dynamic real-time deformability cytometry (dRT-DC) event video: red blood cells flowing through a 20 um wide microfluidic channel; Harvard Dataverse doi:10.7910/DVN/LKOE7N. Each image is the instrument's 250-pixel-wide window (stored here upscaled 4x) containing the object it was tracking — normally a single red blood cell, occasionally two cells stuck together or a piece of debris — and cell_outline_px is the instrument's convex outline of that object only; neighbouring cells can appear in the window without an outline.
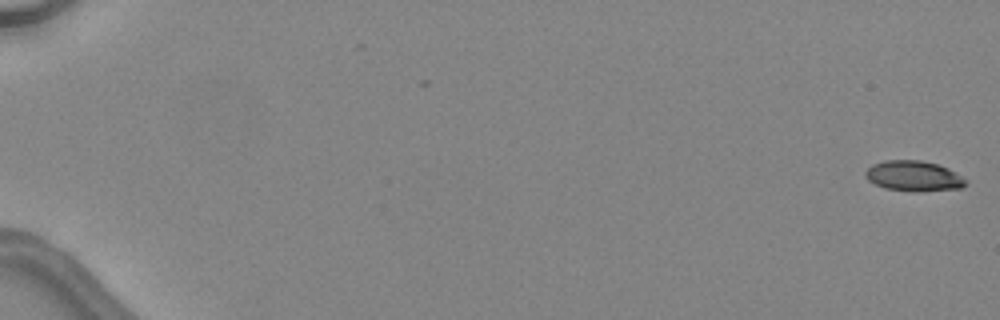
{"species": "common noctule bat (a hibernating species)", "species_latin": "Nyctalus noctula", "temperature_condition": "warm", "stored_images_in_passage": 48, "camera_frame_rate_fps": 3000, "um_per_image_px": 0.085, "animal": {"sex": "female", "body_mass_g": 24.6, "forearm_length_mm": 56.2}, "frame": {"image": 1, "passage_image": 1, "time_ms": 0.0, "image_size_px": [1000, 320], "cell_outline_px": [[968, 184], [960, 188], [920, 192], [912, 192], [884, 188], [868, 180], [864, 176], [864, 172], [872, 164], [884, 160], [920, 160], [936, 164], [948, 168], [956, 172], [968, 180]], "centroid_in_image_um": [77.67, 14.97], "position_along_channel_um": 7.3, "area_um2": 18.03}}
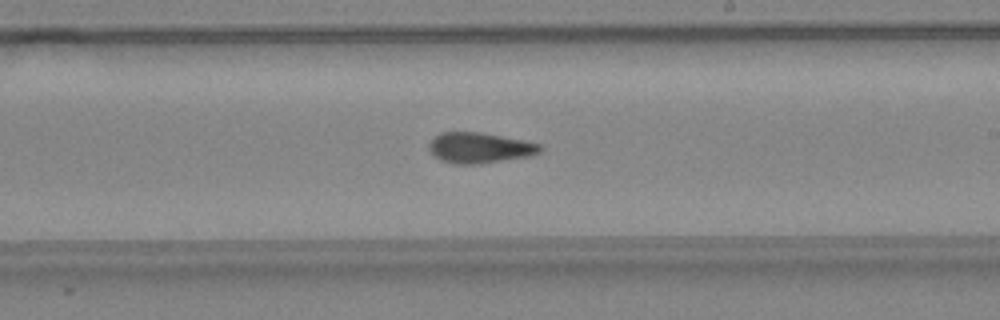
{"frame": {"image": 2, "passage_image": 31, "time_ms": 10.0, "image_size_px": [1000, 320], "cell_outline_px": [[544, 148], [540, 152], [532, 156], [476, 164], [452, 164], [440, 160], [432, 156], [428, 148], [428, 144], [440, 132], [480, 132], [524, 140], [540, 144]], "centroid_in_image_um": [40.76, 12.57], "position_along_channel_um": 248.2, "area_um2": 20.0}}
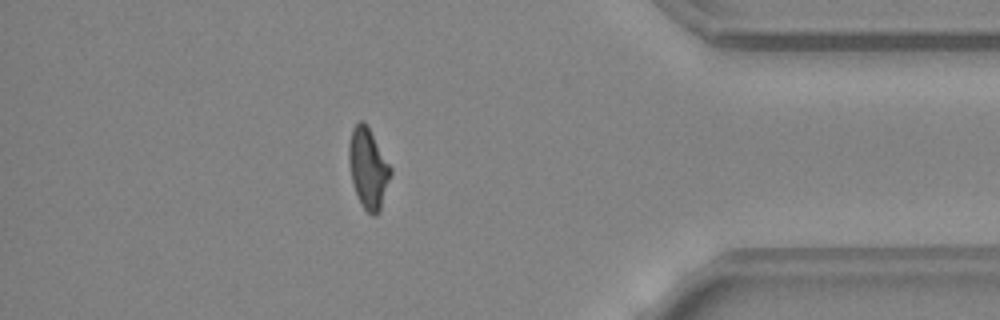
{"frame": {"image": 3, "passage_image": 43, "time_ms": 14.0, "image_size_px": [1000, 320], "cell_outline_px": [[392, 172], [380, 212], [376, 216], [372, 216], [360, 204], [356, 196], [352, 180], [348, 160], [348, 144], [352, 128], [360, 120], [364, 120], [392, 168]], "centroid_in_image_um": [31.29, 14.33], "position_along_channel_um": 403.9, "area_um2": 19.71}, "authors_computed_cell_mechanics": {"area_um2": 19.363, "velocity_mm_per_s": 4.5767, "shape_relaxation_time_tau1_ms": 5.0538, "shape_relaxation_time_tau2_ms": 1.7319, "deformation_change_tau1": 0.1841, "deformation_change_tau2": 0.0915}}